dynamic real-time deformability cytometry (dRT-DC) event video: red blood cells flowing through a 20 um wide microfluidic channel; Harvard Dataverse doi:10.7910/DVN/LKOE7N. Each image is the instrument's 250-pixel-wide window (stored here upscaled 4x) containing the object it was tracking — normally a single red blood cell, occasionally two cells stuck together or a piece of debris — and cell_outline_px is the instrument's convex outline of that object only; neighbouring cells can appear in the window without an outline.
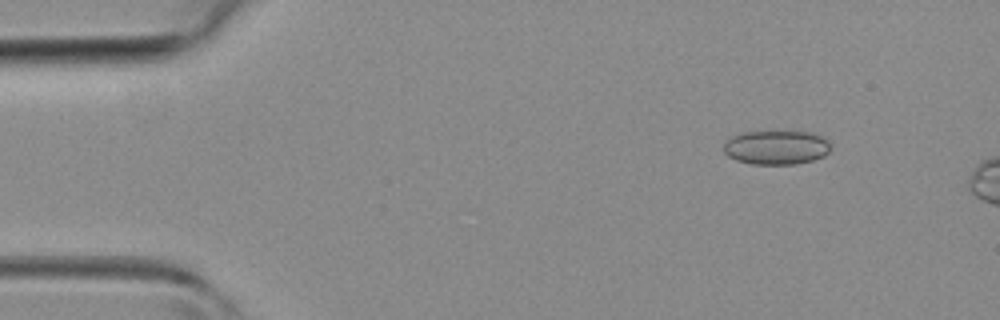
{"species": "common noctule bat (a hibernating species)", "species_latin": "Nyctalus noctula", "temperature_condition": "room temperature", "stored_images_in_passage": 5, "camera_frame_rate_fps": 3000, "um_per_image_px": 0.085, "animal": {"sex": "female", "body_mass_g": 19.3, "forearm_length_mm": 54.1}, "frame": {"image": 1, "passage_image": 1, "time_ms": 0.0, "image_size_px": [1000, 320], "cell_outline_px": [[832, 148], [824, 156], [812, 160], [796, 164], [752, 164], [736, 160], [728, 156], [724, 152], [724, 140], [740, 132], [812, 132], [828, 140]], "centroid_in_image_um": [65.97, 12.53], "position_along_channel_um": 19.0, "area_um2": 21.39}}